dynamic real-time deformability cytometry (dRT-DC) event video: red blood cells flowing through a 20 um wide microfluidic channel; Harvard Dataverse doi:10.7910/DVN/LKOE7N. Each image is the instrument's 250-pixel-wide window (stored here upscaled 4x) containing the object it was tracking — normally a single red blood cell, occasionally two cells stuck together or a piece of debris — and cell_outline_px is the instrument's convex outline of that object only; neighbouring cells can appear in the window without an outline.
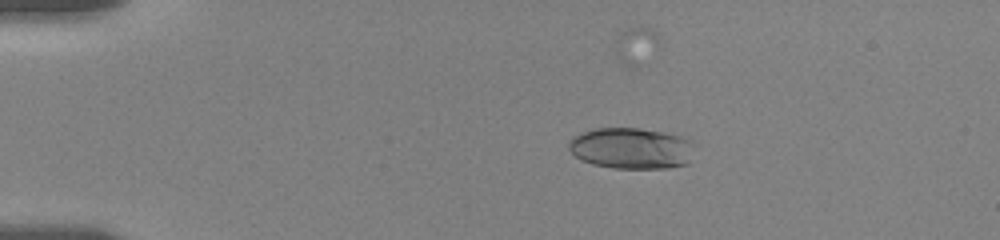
{"species": "human", "species_latin": "Homo sapiens", "temperature_condition": "room temperature", "stored_images_in_passage": 22, "camera_frame_rate_fps": 3000, "um_per_image_px": 0.085, "donor": {"sex": "female"}, "frame": {"image": 1, "passage_image": 8, "time_ms": 3.667, "image_size_px": [1000, 240], "cell_outline_px": [[696, 144], [688, 164], [668, 168], [612, 168], [592, 164], [576, 156], [568, 148], [568, 140], [572, 136], [580, 132], [596, 128], [636, 128], [684, 136]], "centroid_in_image_um": [53.68, 12.6], "position_along_channel_um": 31.3, "area_um2": 30.46}}
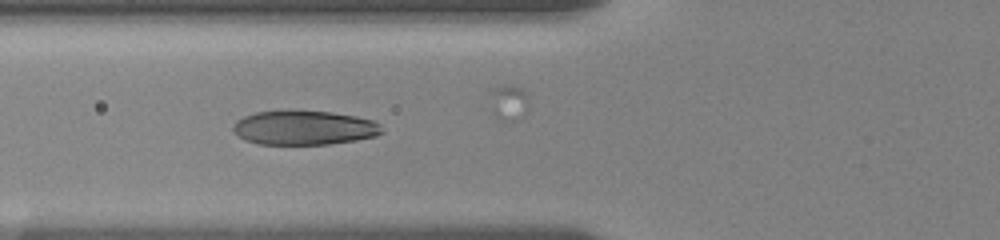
{"frame": {"image": 2, "passage_image": 16, "time_ms": 7.333, "image_size_px": [1000, 240], "cell_outline_px": [[384, 132], [376, 136], [356, 140], [328, 144], [256, 144], [244, 140], [232, 128], [236, 120], [244, 116], [256, 112], [332, 112], [356, 116], [372, 120], [380, 124]], "centroid_in_image_um": [25.88, 10.88], "position_along_channel_um": 99.9, "area_um2": 29.3}}
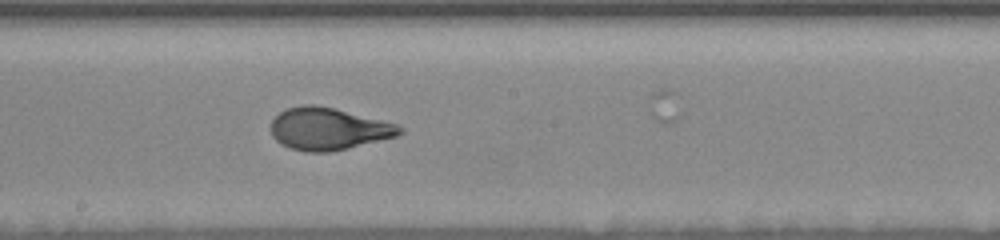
{"frame": {"image": 3, "passage_image": 22, "time_ms": 10.667, "image_size_px": [1000, 240], "cell_outline_px": [[404, 132], [396, 136], [348, 148], [328, 152], [304, 152], [288, 148], [280, 144], [272, 136], [272, 120], [280, 112], [288, 108], [304, 104], [312, 104], [332, 108], [396, 124], [404, 128]], "centroid_in_image_um": [27.88, 10.97], "position_along_channel_um": 220.3, "area_um2": 31.33}}